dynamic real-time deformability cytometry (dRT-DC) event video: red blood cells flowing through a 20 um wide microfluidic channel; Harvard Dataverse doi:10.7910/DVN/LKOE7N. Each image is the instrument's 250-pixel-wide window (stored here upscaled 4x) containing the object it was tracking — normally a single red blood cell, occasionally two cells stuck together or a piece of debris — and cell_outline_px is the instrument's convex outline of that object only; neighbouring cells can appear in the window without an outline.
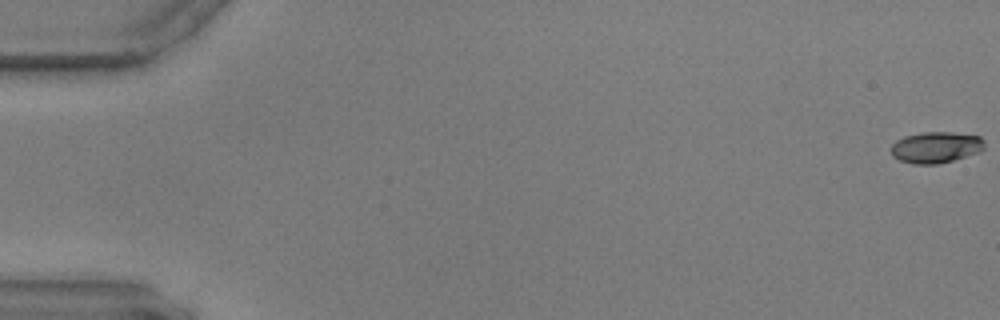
{"species": "common noctule bat (a hibernating species)", "species_latin": "Nyctalus noctula", "temperature_condition": "warm", "stored_images_in_passage": 55, "camera_frame_rate_fps": 3000, "um_per_image_px": 0.085, "animal": {"sex": "male", "body_mass_g": 17.9, "forearm_length_mm": 54.2}, "frame": {"image": 1, "passage_image": 1, "time_ms": 0.0, "image_size_px": [1000, 320], "cell_outline_px": [[984, 148], [980, 152], [952, 160], [936, 164], [912, 164], [900, 160], [892, 156], [892, 144], [896, 140], [904, 136], [924, 132], [952, 132], [980, 136], [984, 140]], "centroid_in_image_um": [79.55, 12.52], "position_along_channel_um": 5.4, "area_um2": 16.99}}
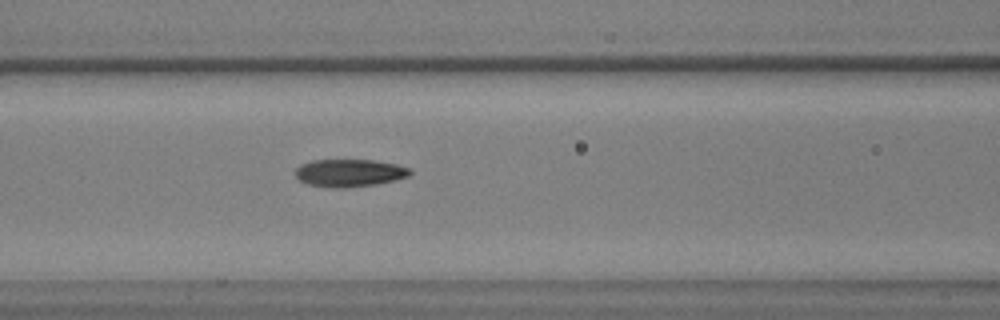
{"frame": {"image": 2, "passage_image": 26, "time_ms": 8.333, "image_size_px": [1000, 320], "cell_outline_px": [[412, 172], [408, 176], [376, 184], [344, 188], [332, 188], [308, 184], [300, 180], [296, 176], [296, 168], [300, 164], [312, 160], [372, 160], [396, 164], [408, 168]], "centroid_in_image_um": [29.67, 14.69], "position_along_channel_um": 136.9, "area_um2": 18.26}}
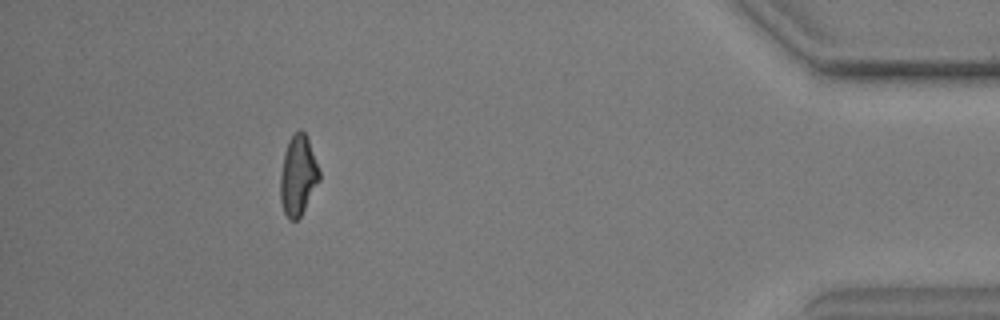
{"frame": {"image": 3, "passage_image": 54, "time_ms": 17.667, "image_size_px": [1000, 320], "cell_outline_px": [[320, 180], [300, 216], [296, 220], [288, 220], [284, 212], [280, 200], [280, 176], [284, 152], [288, 140], [300, 128], [304, 132], [308, 140], [320, 168]], "centroid_in_image_um": [25.33, 14.91], "position_along_channel_um": 409.9, "area_um2": 18.21}}